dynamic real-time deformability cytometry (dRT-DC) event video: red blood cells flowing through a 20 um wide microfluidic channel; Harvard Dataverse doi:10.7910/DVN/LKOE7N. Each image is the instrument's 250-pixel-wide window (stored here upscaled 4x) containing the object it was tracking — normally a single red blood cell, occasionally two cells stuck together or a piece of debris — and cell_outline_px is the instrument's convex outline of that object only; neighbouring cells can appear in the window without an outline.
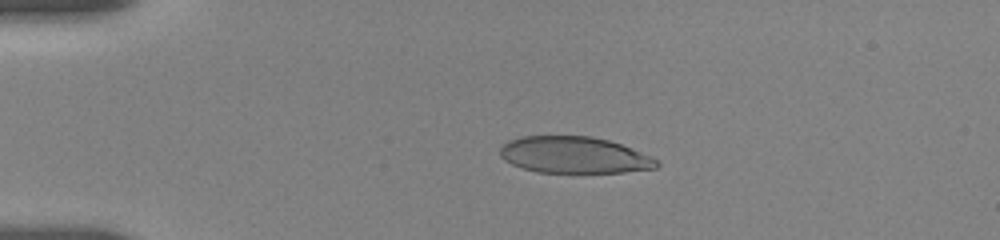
{"species": "human", "species_latin": "Homo sapiens", "temperature_condition": "room temperature", "stored_images_in_passage": 10, "camera_frame_rate_fps": 3000, "um_per_image_px": 0.085, "donor": {"sex": "female"}, "frame": {"image": 1, "passage_image": 3, "time_ms": 2.333, "image_size_px": [1000, 240], "cell_outline_px": [[660, 164], [656, 168], [624, 172], [536, 172], [512, 164], [504, 160], [500, 156], [500, 148], [508, 140], [520, 136], [592, 136], [608, 140], [620, 144], [648, 156], [656, 160]], "centroid_in_image_um": [48.75, 13.17], "position_along_channel_um": 36.2, "area_um2": 33.06}}
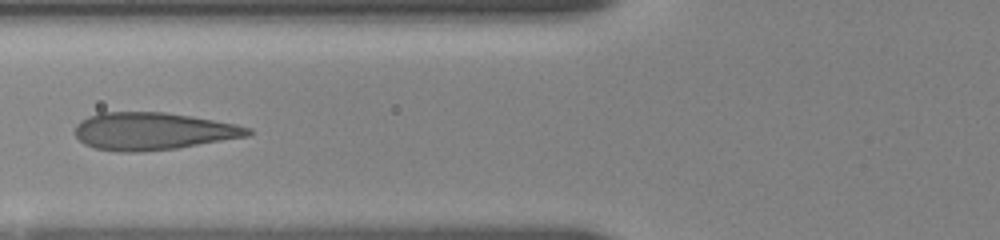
{"frame": {"image": 2, "passage_image": 6, "time_ms": 5.667, "image_size_px": [1000, 240], "cell_outline_px": [[252, 132], [248, 136], [176, 148], [136, 152], [116, 152], [96, 148], [84, 144], [76, 136], [76, 124], [80, 120], [88, 116], [100, 112], [164, 112], [192, 116], [236, 124], [252, 128]], "centroid_in_image_um": [12.98, 11.14], "position_along_channel_um": 112.8, "area_um2": 37.69}}
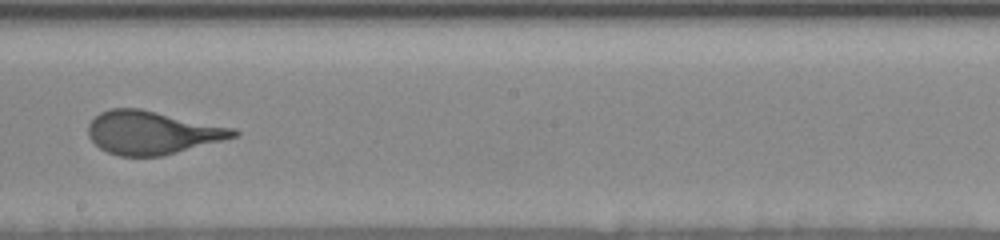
{"frame": {"image": 3, "passage_image": 9, "time_ms": 9.0, "image_size_px": [1000, 240], "cell_outline_px": [[240, 132], [236, 136], [176, 152], [160, 156], [120, 156], [108, 152], [100, 148], [88, 136], [88, 124], [100, 112], [112, 108], [140, 108], [236, 128]], "centroid_in_image_um": [12.91, 11.25], "position_along_channel_um": 235.3, "area_um2": 36.3}}